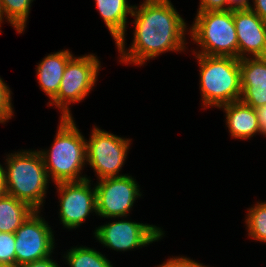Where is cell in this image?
Listing matches in <instances>:
<instances>
[{
    "label": "cell",
    "instance_id": "277c9868",
    "mask_svg": "<svg viewBox=\"0 0 266 267\" xmlns=\"http://www.w3.org/2000/svg\"><path fill=\"white\" fill-rule=\"evenodd\" d=\"M200 68V93L204 109L240 101V60L231 56L195 54Z\"/></svg>",
    "mask_w": 266,
    "mask_h": 267
},
{
    "label": "cell",
    "instance_id": "d6986e66",
    "mask_svg": "<svg viewBox=\"0 0 266 267\" xmlns=\"http://www.w3.org/2000/svg\"><path fill=\"white\" fill-rule=\"evenodd\" d=\"M33 1L34 0H1L3 17L15 28L18 34L25 31Z\"/></svg>",
    "mask_w": 266,
    "mask_h": 267
},
{
    "label": "cell",
    "instance_id": "9c48e42d",
    "mask_svg": "<svg viewBox=\"0 0 266 267\" xmlns=\"http://www.w3.org/2000/svg\"><path fill=\"white\" fill-rule=\"evenodd\" d=\"M40 211L35 210L16 230V266L45 259L53 253L54 234Z\"/></svg>",
    "mask_w": 266,
    "mask_h": 267
},
{
    "label": "cell",
    "instance_id": "7a4b0ae2",
    "mask_svg": "<svg viewBox=\"0 0 266 267\" xmlns=\"http://www.w3.org/2000/svg\"><path fill=\"white\" fill-rule=\"evenodd\" d=\"M7 156L6 167L2 165L4 192L41 211L50 183L42 155L38 150H20Z\"/></svg>",
    "mask_w": 266,
    "mask_h": 267
},
{
    "label": "cell",
    "instance_id": "603a6c76",
    "mask_svg": "<svg viewBox=\"0 0 266 267\" xmlns=\"http://www.w3.org/2000/svg\"><path fill=\"white\" fill-rule=\"evenodd\" d=\"M203 264L198 263L195 260H192L188 257H173L170 259H167L166 262H164L162 265H159L157 267H202Z\"/></svg>",
    "mask_w": 266,
    "mask_h": 267
},
{
    "label": "cell",
    "instance_id": "30bf717a",
    "mask_svg": "<svg viewBox=\"0 0 266 267\" xmlns=\"http://www.w3.org/2000/svg\"><path fill=\"white\" fill-rule=\"evenodd\" d=\"M156 225L118 220L101 225L94 231V236L103 246L118 251H129L145 247L164 236Z\"/></svg>",
    "mask_w": 266,
    "mask_h": 267
},
{
    "label": "cell",
    "instance_id": "5b68a950",
    "mask_svg": "<svg viewBox=\"0 0 266 267\" xmlns=\"http://www.w3.org/2000/svg\"><path fill=\"white\" fill-rule=\"evenodd\" d=\"M189 30L194 43L202 49L194 54L238 58L233 10L197 12Z\"/></svg>",
    "mask_w": 266,
    "mask_h": 267
},
{
    "label": "cell",
    "instance_id": "8fae6325",
    "mask_svg": "<svg viewBox=\"0 0 266 267\" xmlns=\"http://www.w3.org/2000/svg\"><path fill=\"white\" fill-rule=\"evenodd\" d=\"M90 182L88 178L55 184L60 196V221L69 230L81 226L90 213L96 214V190Z\"/></svg>",
    "mask_w": 266,
    "mask_h": 267
},
{
    "label": "cell",
    "instance_id": "2e32d148",
    "mask_svg": "<svg viewBox=\"0 0 266 267\" xmlns=\"http://www.w3.org/2000/svg\"><path fill=\"white\" fill-rule=\"evenodd\" d=\"M95 3L115 43L125 42L127 15H132L134 5L127 0H95Z\"/></svg>",
    "mask_w": 266,
    "mask_h": 267
},
{
    "label": "cell",
    "instance_id": "e0dca14e",
    "mask_svg": "<svg viewBox=\"0 0 266 267\" xmlns=\"http://www.w3.org/2000/svg\"><path fill=\"white\" fill-rule=\"evenodd\" d=\"M34 211L28 203L3 192L0 195V232L15 233Z\"/></svg>",
    "mask_w": 266,
    "mask_h": 267
},
{
    "label": "cell",
    "instance_id": "cb8c5ba5",
    "mask_svg": "<svg viewBox=\"0 0 266 267\" xmlns=\"http://www.w3.org/2000/svg\"><path fill=\"white\" fill-rule=\"evenodd\" d=\"M226 0H200L197 12L226 11Z\"/></svg>",
    "mask_w": 266,
    "mask_h": 267
},
{
    "label": "cell",
    "instance_id": "484cf974",
    "mask_svg": "<svg viewBox=\"0 0 266 267\" xmlns=\"http://www.w3.org/2000/svg\"><path fill=\"white\" fill-rule=\"evenodd\" d=\"M227 10H242L251 9L253 5L250 4L249 0H226Z\"/></svg>",
    "mask_w": 266,
    "mask_h": 267
},
{
    "label": "cell",
    "instance_id": "9a60e30c",
    "mask_svg": "<svg viewBox=\"0 0 266 267\" xmlns=\"http://www.w3.org/2000/svg\"><path fill=\"white\" fill-rule=\"evenodd\" d=\"M226 115V123L232 138L250 139L260 133L256 110L241 101L220 106Z\"/></svg>",
    "mask_w": 266,
    "mask_h": 267
},
{
    "label": "cell",
    "instance_id": "4dcf8cb0",
    "mask_svg": "<svg viewBox=\"0 0 266 267\" xmlns=\"http://www.w3.org/2000/svg\"><path fill=\"white\" fill-rule=\"evenodd\" d=\"M0 267H19V266H16V265H0Z\"/></svg>",
    "mask_w": 266,
    "mask_h": 267
},
{
    "label": "cell",
    "instance_id": "5bb4252c",
    "mask_svg": "<svg viewBox=\"0 0 266 267\" xmlns=\"http://www.w3.org/2000/svg\"><path fill=\"white\" fill-rule=\"evenodd\" d=\"M73 57L68 49L48 54L37 65L40 88L52 100L58 93L68 61Z\"/></svg>",
    "mask_w": 266,
    "mask_h": 267
},
{
    "label": "cell",
    "instance_id": "7c38bea8",
    "mask_svg": "<svg viewBox=\"0 0 266 267\" xmlns=\"http://www.w3.org/2000/svg\"><path fill=\"white\" fill-rule=\"evenodd\" d=\"M233 19L238 59L266 57V22L251 9L233 10Z\"/></svg>",
    "mask_w": 266,
    "mask_h": 267
},
{
    "label": "cell",
    "instance_id": "4316f807",
    "mask_svg": "<svg viewBox=\"0 0 266 267\" xmlns=\"http://www.w3.org/2000/svg\"><path fill=\"white\" fill-rule=\"evenodd\" d=\"M252 2L254 7H251V10L266 22V0H252Z\"/></svg>",
    "mask_w": 266,
    "mask_h": 267
},
{
    "label": "cell",
    "instance_id": "44dd1931",
    "mask_svg": "<svg viewBox=\"0 0 266 267\" xmlns=\"http://www.w3.org/2000/svg\"><path fill=\"white\" fill-rule=\"evenodd\" d=\"M0 265H16L14 233L0 232Z\"/></svg>",
    "mask_w": 266,
    "mask_h": 267
},
{
    "label": "cell",
    "instance_id": "ffe728a7",
    "mask_svg": "<svg viewBox=\"0 0 266 267\" xmlns=\"http://www.w3.org/2000/svg\"><path fill=\"white\" fill-rule=\"evenodd\" d=\"M247 212L245 223L249 237L266 243V201L257 202Z\"/></svg>",
    "mask_w": 266,
    "mask_h": 267
},
{
    "label": "cell",
    "instance_id": "3957f363",
    "mask_svg": "<svg viewBox=\"0 0 266 267\" xmlns=\"http://www.w3.org/2000/svg\"><path fill=\"white\" fill-rule=\"evenodd\" d=\"M72 118H60L53 146L40 150L48 177L53 183L81 181L87 162L86 142Z\"/></svg>",
    "mask_w": 266,
    "mask_h": 267
},
{
    "label": "cell",
    "instance_id": "ac0fdd59",
    "mask_svg": "<svg viewBox=\"0 0 266 267\" xmlns=\"http://www.w3.org/2000/svg\"><path fill=\"white\" fill-rule=\"evenodd\" d=\"M63 257L70 267H113L105 255L90 247H73Z\"/></svg>",
    "mask_w": 266,
    "mask_h": 267
},
{
    "label": "cell",
    "instance_id": "6da1fadb",
    "mask_svg": "<svg viewBox=\"0 0 266 267\" xmlns=\"http://www.w3.org/2000/svg\"><path fill=\"white\" fill-rule=\"evenodd\" d=\"M134 40L130 48L126 42H116L120 53L119 62L142 66L168 51H185L187 24L170 0H144L138 7L134 5Z\"/></svg>",
    "mask_w": 266,
    "mask_h": 267
},
{
    "label": "cell",
    "instance_id": "f546056e",
    "mask_svg": "<svg viewBox=\"0 0 266 267\" xmlns=\"http://www.w3.org/2000/svg\"><path fill=\"white\" fill-rule=\"evenodd\" d=\"M3 19H4V17H3V9H2L1 0H0V25L3 22Z\"/></svg>",
    "mask_w": 266,
    "mask_h": 267
},
{
    "label": "cell",
    "instance_id": "8992f818",
    "mask_svg": "<svg viewBox=\"0 0 266 267\" xmlns=\"http://www.w3.org/2000/svg\"><path fill=\"white\" fill-rule=\"evenodd\" d=\"M101 67L95 54L72 57L64 71L57 95L48 103L61 110L60 118H72L71 103H79L94 88Z\"/></svg>",
    "mask_w": 266,
    "mask_h": 267
},
{
    "label": "cell",
    "instance_id": "4fadbf2b",
    "mask_svg": "<svg viewBox=\"0 0 266 267\" xmlns=\"http://www.w3.org/2000/svg\"><path fill=\"white\" fill-rule=\"evenodd\" d=\"M240 101L254 109L266 105V57L240 59Z\"/></svg>",
    "mask_w": 266,
    "mask_h": 267
},
{
    "label": "cell",
    "instance_id": "ba28073f",
    "mask_svg": "<svg viewBox=\"0 0 266 267\" xmlns=\"http://www.w3.org/2000/svg\"><path fill=\"white\" fill-rule=\"evenodd\" d=\"M95 185L96 215L104 218H127L135 200L141 197L139 185L132 176L99 179Z\"/></svg>",
    "mask_w": 266,
    "mask_h": 267
},
{
    "label": "cell",
    "instance_id": "d4e9b609",
    "mask_svg": "<svg viewBox=\"0 0 266 267\" xmlns=\"http://www.w3.org/2000/svg\"><path fill=\"white\" fill-rule=\"evenodd\" d=\"M50 257L51 256H49V257H47L45 259H42V260L26 263V264H23V265H21L19 267H60L58 265V263H56Z\"/></svg>",
    "mask_w": 266,
    "mask_h": 267
},
{
    "label": "cell",
    "instance_id": "f1b7e54d",
    "mask_svg": "<svg viewBox=\"0 0 266 267\" xmlns=\"http://www.w3.org/2000/svg\"><path fill=\"white\" fill-rule=\"evenodd\" d=\"M4 192L3 188V175H2V165L0 164V195Z\"/></svg>",
    "mask_w": 266,
    "mask_h": 267
},
{
    "label": "cell",
    "instance_id": "52a82bcc",
    "mask_svg": "<svg viewBox=\"0 0 266 267\" xmlns=\"http://www.w3.org/2000/svg\"><path fill=\"white\" fill-rule=\"evenodd\" d=\"M130 139L121 138L95 126L86 142L87 164L97 179L123 176L119 172L127 159Z\"/></svg>",
    "mask_w": 266,
    "mask_h": 267
},
{
    "label": "cell",
    "instance_id": "83f0119b",
    "mask_svg": "<svg viewBox=\"0 0 266 267\" xmlns=\"http://www.w3.org/2000/svg\"><path fill=\"white\" fill-rule=\"evenodd\" d=\"M255 110L259 120V128L261 131V135L266 136V105L261 106Z\"/></svg>",
    "mask_w": 266,
    "mask_h": 267
},
{
    "label": "cell",
    "instance_id": "7402d4cb",
    "mask_svg": "<svg viewBox=\"0 0 266 267\" xmlns=\"http://www.w3.org/2000/svg\"><path fill=\"white\" fill-rule=\"evenodd\" d=\"M0 77V123L8 122L14 111L12 106L11 90Z\"/></svg>",
    "mask_w": 266,
    "mask_h": 267
}]
</instances>
